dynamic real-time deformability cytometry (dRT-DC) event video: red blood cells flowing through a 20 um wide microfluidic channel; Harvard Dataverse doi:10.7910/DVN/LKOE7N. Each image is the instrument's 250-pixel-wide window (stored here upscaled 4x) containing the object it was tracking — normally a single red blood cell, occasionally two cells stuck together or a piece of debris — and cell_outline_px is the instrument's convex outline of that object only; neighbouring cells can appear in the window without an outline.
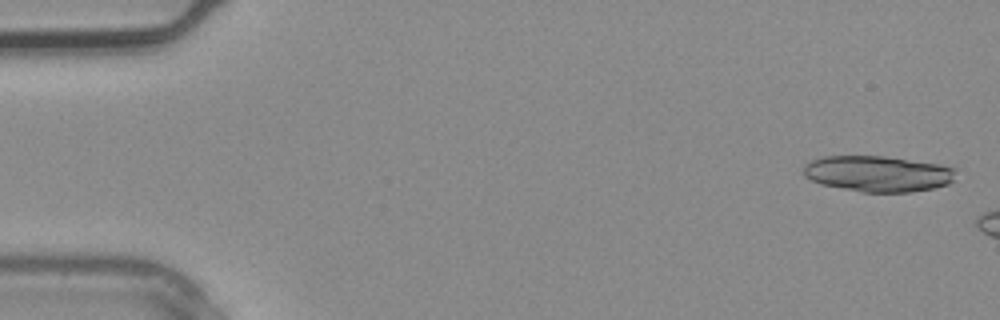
{"species": "common noctule bat (a hibernating species)", "species_latin": "Nyctalus noctula", "temperature_condition": "warm", "stored_images_in_passage": 3, "camera_frame_rate_fps": 3000, "um_per_image_px": 0.085, "animal": {"sex": "male", "body_mass_g": 20.4}, "frame": {"image": 1, "passage_image": 1, "time_ms": 0.0, "image_size_px": [1000, 320], "cell_outline_px": [[956, 168], [952, 180], [948, 184], [932, 188], [912, 192], [860, 192], [820, 184], [804, 176], [804, 164], [812, 160], [824, 156], [884, 156], [940, 164]], "centroid_in_image_um": [74.6, 14.76], "position_along_channel_um": 10.4, "area_um2": 31.91}}